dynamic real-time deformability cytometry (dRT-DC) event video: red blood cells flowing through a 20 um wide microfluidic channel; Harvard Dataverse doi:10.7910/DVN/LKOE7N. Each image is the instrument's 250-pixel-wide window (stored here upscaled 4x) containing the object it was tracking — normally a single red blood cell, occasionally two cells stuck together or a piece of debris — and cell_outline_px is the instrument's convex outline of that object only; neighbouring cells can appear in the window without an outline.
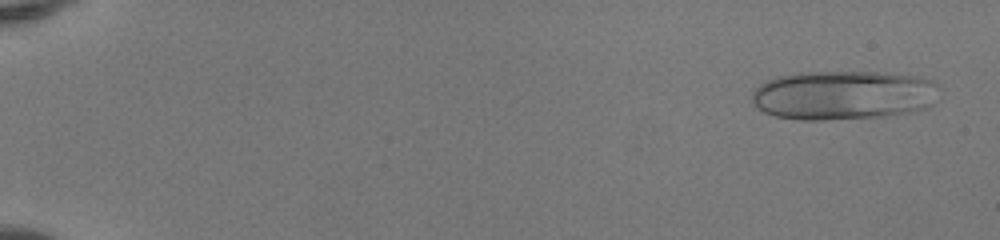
{"species": "human", "species_latin": "Homo sapiens", "temperature_condition": "room temperature", "stored_images_in_passage": 50, "camera_frame_rate_fps": 3000, "um_per_image_px": 0.085, "donor": {"sex": "female"}, "frame": {"image": 1, "passage_image": 3, "time_ms": 0.667, "image_size_px": [1000, 240], "cell_outline_px": [[940, 88], [932, 104], [924, 108], [908, 112], [888, 116], [824, 120], [800, 120], [776, 116], [764, 112], [756, 108], [752, 104], [752, 92], [760, 84], [776, 76], [796, 72], [884, 72], [920, 76], [936, 80], [940, 84]], "centroid_in_image_um": [71.71, 8.07], "position_along_channel_um": 13.3, "area_um2": 54.56}}
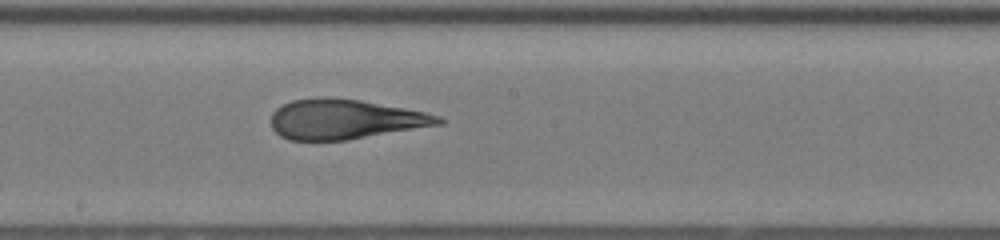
{"frame": {"image": 2, "passage_image": 30, "time_ms": 9.667, "image_size_px": [1000, 240], "cell_outline_px": [[444, 124], [348, 140], [288, 140], [280, 136], [272, 128], [272, 112], [276, 108], [292, 100], [360, 100], [404, 108], [424, 112], [440, 116], [444, 120]], "centroid_in_image_um": [29.36, 10.18], "position_along_channel_um": 218.8, "area_um2": 37.97}}
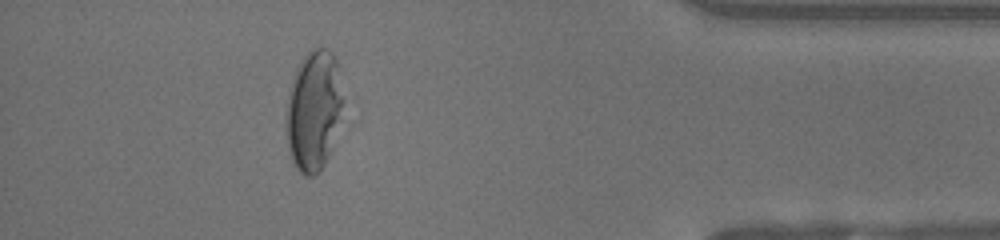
{"frame": {"image": 3, "passage_image": 46, "time_ms": 15.0, "image_size_px": [1000, 240], "cell_outline_px": [[340, 104], [328, 156], [324, 164], [312, 176], [304, 176], [296, 168], [292, 160], [288, 148], [288, 92], [296, 68], [304, 56], [312, 48], [328, 48], [332, 52], [336, 60], [340, 96]], "centroid_in_image_um": [26.6, 9.36], "position_along_channel_um": 408.6, "area_um2": 37.86}, "authors_computed_cell_mechanics": {"area_um2": 41.3559, "velocity_mm_per_s": 4.1701, "shape_relaxation_time_tau1_ms": null, "shape_relaxation_time_tau2_ms": 1.0644, "deformation_change_tau1": null, "deformation_change_tau2": 0.0948}}